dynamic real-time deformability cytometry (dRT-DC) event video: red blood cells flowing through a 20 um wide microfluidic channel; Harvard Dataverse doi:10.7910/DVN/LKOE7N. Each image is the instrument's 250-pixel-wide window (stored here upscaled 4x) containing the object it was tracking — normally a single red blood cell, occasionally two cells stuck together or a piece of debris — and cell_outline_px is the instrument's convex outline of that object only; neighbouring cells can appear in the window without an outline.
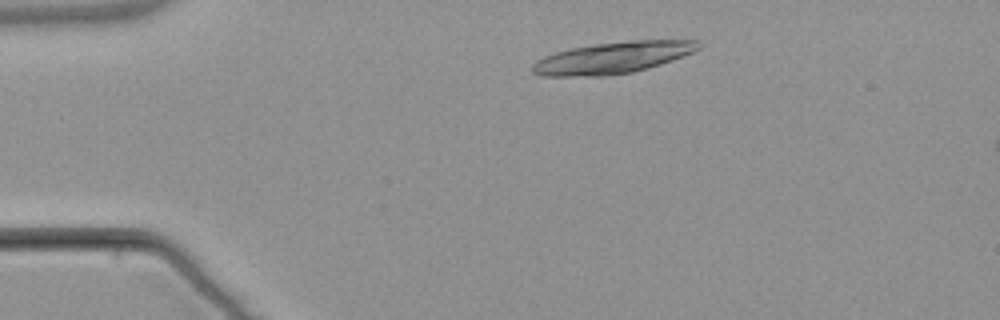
{"species": "common noctule bat (a hibernating species)", "species_latin": "Nyctalus noctula", "temperature_condition": "warm", "stored_images_in_passage": 3, "camera_frame_rate_fps": 3000, "um_per_image_px": 0.085, "animal": {"sex": "male", "body_mass_g": 21.5, "forearm_length_mm": 52.0}, "frame": {"image": 1, "passage_image": 2, "time_ms": 1.333, "image_size_px": [1000, 320], "cell_outline_px": [[700, 48], [692, 52], [672, 60], [660, 64], [632, 72], [604, 76], [540, 76], [532, 72], [532, 64], [536, 60], [544, 56], [556, 52], [572, 48], [592, 44], [632, 40], [700, 40]], "centroid_in_image_um": [52.05, 4.9], "position_along_channel_um": 32.9, "area_um2": 30.46}}